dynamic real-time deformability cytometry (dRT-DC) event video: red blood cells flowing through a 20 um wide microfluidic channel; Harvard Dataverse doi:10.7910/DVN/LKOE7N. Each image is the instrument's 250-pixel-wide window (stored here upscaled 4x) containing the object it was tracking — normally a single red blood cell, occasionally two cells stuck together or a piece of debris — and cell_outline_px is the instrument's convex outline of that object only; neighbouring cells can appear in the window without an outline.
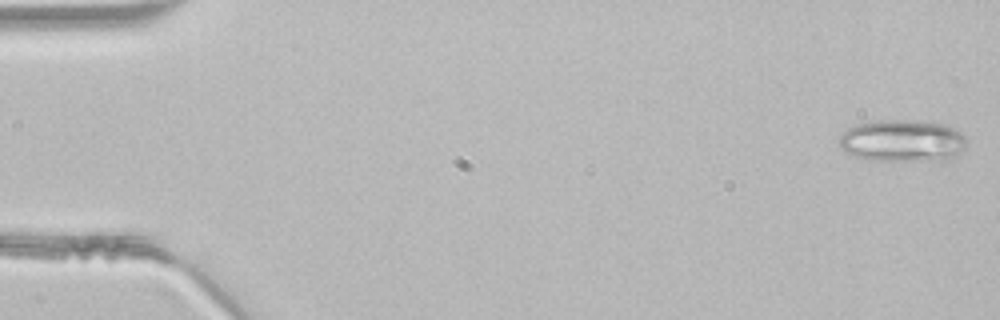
{"species": "common noctule bat (a hibernating species)", "species_latin": "Nyctalus noctula", "temperature_condition": "room temperature", "stored_images_in_passage": 46, "camera_frame_rate_fps": 3000, "um_per_image_px": 0.085, "animal": {"sex": "male", "body_mass_g": 21.5, "forearm_length_mm": 52.0}, "frame": {"image": 1, "passage_image": 1, "time_ms": 0.0, "image_size_px": [1000, 320], "cell_outline_px": [[968, 140], [964, 148], [952, 160], [868, 160], [856, 156], [840, 148], [840, 136], [848, 128], [856, 124], [880, 120], [920, 120], [940, 124], [956, 128]], "centroid_in_image_um": [76.75, 11.96], "position_along_channel_um": 8.3, "area_um2": 31.33}}
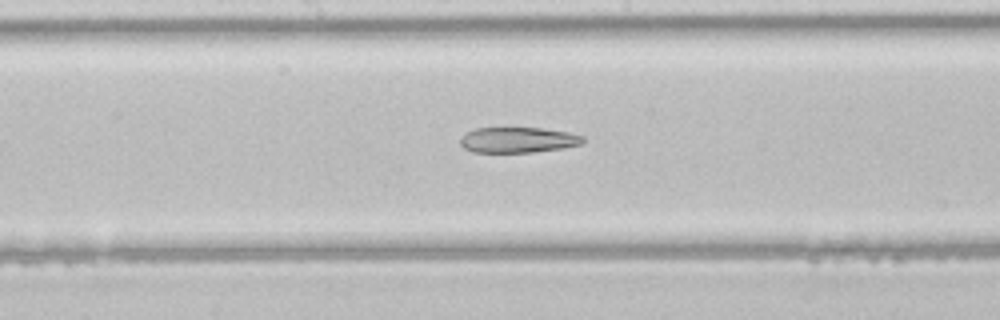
{"frame": {"image": 2, "passage_image": 24, "time_ms": 7.667, "image_size_px": [1000, 320], "cell_outline_px": [[584, 140], [580, 144], [564, 148], [532, 152], [472, 152], [464, 148], [460, 144], [460, 136], [476, 128], [540, 128], [568, 132], [584, 136]], "centroid_in_image_um": [44.01, 11.89], "position_along_channel_um": 204.2, "area_um2": 18.21}}
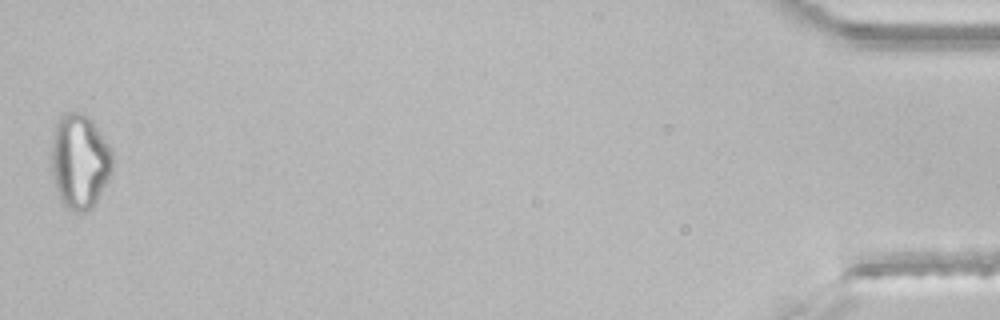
{"frame": {"image": 3, "passage_image": 46, "time_ms": 15.0, "image_size_px": [1000, 320], "cell_outline_px": [[112, 168], [108, 180], [92, 208], [88, 212], [76, 212], [68, 208], [60, 200], [52, 168], [52, 140], [56, 124], [60, 116], [64, 112], [80, 112], [88, 116], [92, 120], [112, 152]], "centroid_in_image_um": [6.78, 13.71], "position_along_channel_um": 428.4, "area_um2": 33.29}}